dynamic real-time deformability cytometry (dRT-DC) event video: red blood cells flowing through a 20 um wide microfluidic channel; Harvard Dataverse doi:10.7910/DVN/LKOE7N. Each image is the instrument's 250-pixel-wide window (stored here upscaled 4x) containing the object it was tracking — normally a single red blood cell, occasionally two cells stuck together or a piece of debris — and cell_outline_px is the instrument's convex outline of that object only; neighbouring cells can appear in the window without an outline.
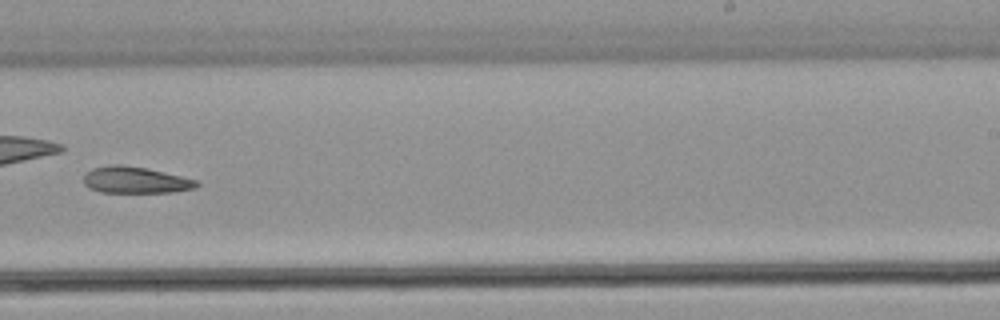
{"species": "common noctule bat (a hibernating species)", "species_latin": "Nyctalus noctula", "temperature_condition": "warm", "stored_images_in_passage": 33, "camera_frame_rate_fps": 3000, "um_per_image_px": 0.085, "animal": {"sex": "male", "body_mass_g": 21.5, "forearm_length_mm": 52.0}, "frame": {"image": 1, "passage_image": 19, "time_ms": 6.0, "image_size_px": [1000, 320], "cell_outline_px": [[200, 184], [192, 188], [172, 192], [100, 192], [88, 188], [84, 184], [84, 176], [92, 168], [108, 164], [120, 164], [144, 168], [200, 180]], "centroid_in_image_um": [11.49, 15.3], "position_along_channel_um": 277.5, "area_um2": 17.4}}